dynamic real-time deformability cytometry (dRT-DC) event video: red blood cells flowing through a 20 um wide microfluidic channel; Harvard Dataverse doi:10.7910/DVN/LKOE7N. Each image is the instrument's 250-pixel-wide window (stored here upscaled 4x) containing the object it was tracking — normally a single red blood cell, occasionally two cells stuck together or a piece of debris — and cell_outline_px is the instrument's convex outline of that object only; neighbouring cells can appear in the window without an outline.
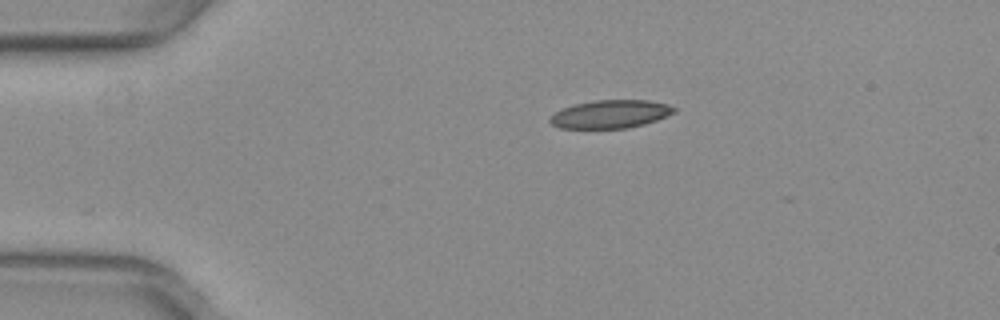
{"species": "common noctule bat (a hibernating species)", "species_latin": "Nyctalus noctula", "temperature_condition": "warm", "stored_images_in_passage": 9, "camera_frame_rate_fps": 3000, "um_per_image_px": 0.085, "animal": {"sex": "female", "body_mass_g": 29.2, "forearm_length_mm": 56.3}, "frame": {"image": 1, "passage_image": 1, "time_ms": 0.0, "image_size_px": [1000, 320], "cell_outline_px": [[676, 112], [656, 120], [644, 124], [628, 128], [560, 128], [552, 124], [548, 120], [548, 116], [564, 108], [576, 104], [592, 100], [648, 100], [668, 104], [676, 108]], "centroid_in_image_um": [51.89, 9.7], "position_along_channel_um": 33.1, "area_um2": 20.35}}
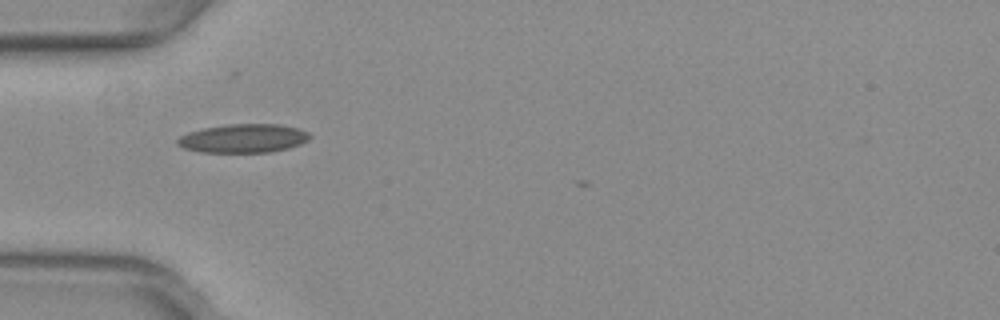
{"frame": {"image": 2, "passage_image": 7, "time_ms": 2.0, "image_size_px": [1000, 320], "cell_outline_px": [[312, 136], [308, 140], [300, 144], [288, 148], [272, 152], [200, 152], [184, 148], [176, 144], [176, 140], [180, 136], [188, 132], [204, 128], [228, 124], [280, 124], [300, 128], [308, 132]], "centroid_in_image_um": [20.7, 11.76], "position_along_channel_um": 64.3, "area_um2": 22.25}}